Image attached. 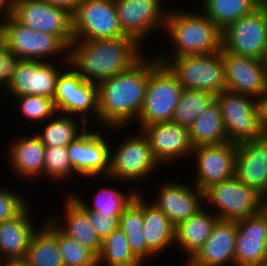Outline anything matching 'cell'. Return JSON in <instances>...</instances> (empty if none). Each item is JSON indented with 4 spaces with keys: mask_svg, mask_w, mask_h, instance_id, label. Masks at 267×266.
<instances>
[{
    "mask_svg": "<svg viewBox=\"0 0 267 266\" xmlns=\"http://www.w3.org/2000/svg\"><path fill=\"white\" fill-rule=\"evenodd\" d=\"M148 86L145 55L130 69L97 85L98 123L104 131L127 129L142 110ZM101 125V126H100ZM107 128V129H106ZM114 129V130H113Z\"/></svg>",
    "mask_w": 267,
    "mask_h": 266,
    "instance_id": "1",
    "label": "cell"
},
{
    "mask_svg": "<svg viewBox=\"0 0 267 266\" xmlns=\"http://www.w3.org/2000/svg\"><path fill=\"white\" fill-rule=\"evenodd\" d=\"M141 46L128 36L73 40L68 46V65L85 81L98 85L137 63L144 56Z\"/></svg>",
    "mask_w": 267,
    "mask_h": 266,
    "instance_id": "2",
    "label": "cell"
},
{
    "mask_svg": "<svg viewBox=\"0 0 267 266\" xmlns=\"http://www.w3.org/2000/svg\"><path fill=\"white\" fill-rule=\"evenodd\" d=\"M167 8L164 31L169 34L171 51L160 56L217 53L222 50V30L201 10L198 13ZM174 53V54H173Z\"/></svg>",
    "mask_w": 267,
    "mask_h": 266,
    "instance_id": "3",
    "label": "cell"
},
{
    "mask_svg": "<svg viewBox=\"0 0 267 266\" xmlns=\"http://www.w3.org/2000/svg\"><path fill=\"white\" fill-rule=\"evenodd\" d=\"M183 89L177 77L156 56L148 58V86L136 121L139 130L153 123L171 122Z\"/></svg>",
    "mask_w": 267,
    "mask_h": 266,
    "instance_id": "4",
    "label": "cell"
},
{
    "mask_svg": "<svg viewBox=\"0 0 267 266\" xmlns=\"http://www.w3.org/2000/svg\"><path fill=\"white\" fill-rule=\"evenodd\" d=\"M156 57L171 70L185 89L208 91L214 95L227 90L222 51L200 55H156Z\"/></svg>",
    "mask_w": 267,
    "mask_h": 266,
    "instance_id": "5",
    "label": "cell"
},
{
    "mask_svg": "<svg viewBox=\"0 0 267 266\" xmlns=\"http://www.w3.org/2000/svg\"><path fill=\"white\" fill-rule=\"evenodd\" d=\"M119 143L117 148L110 149V171L108 177H104L105 181L112 179L133 185L139 180H148V177L150 179L151 174L161 167L141 130L136 134L131 132V135L123 137Z\"/></svg>",
    "mask_w": 267,
    "mask_h": 266,
    "instance_id": "6",
    "label": "cell"
},
{
    "mask_svg": "<svg viewBox=\"0 0 267 266\" xmlns=\"http://www.w3.org/2000/svg\"><path fill=\"white\" fill-rule=\"evenodd\" d=\"M2 42L20 60L50 61L58 57L68 61V48L56 36L26 27L13 16L2 25Z\"/></svg>",
    "mask_w": 267,
    "mask_h": 266,
    "instance_id": "7",
    "label": "cell"
},
{
    "mask_svg": "<svg viewBox=\"0 0 267 266\" xmlns=\"http://www.w3.org/2000/svg\"><path fill=\"white\" fill-rule=\"evenodd\" d=\"M204 202L219 219L240 220L262 211V195L235 176L204 190Z\"/></svg>",
    "mask_w": 267,
    "mask_h": 266,
    "instance_id": "8",
    "label": "cell"
},
{
    "mask_svg": "<svg viewBox=\"0 0 267 266\" xmlns=\"http://www.w3.org/2000/svg\"><path fill=\"white\" fill-rule=\"evenodd\" d=\"M215 101L219 105L229 142L257 140L267 134L260 126L255 98L226 90L216 94Z\"/></svg>",
    "mask_w": 267,
    "mask_h": 266,
    "instance_id": "9",
    "label": "cell"
},
{
    "mask_svg": "<svg viewBox=\"0 0 267 266\" xmlns=\"http://www.w3.org/2000/svg\"><path fill=\"white\" fill-rule=\"evenodd\" d=\"M53 100L58 113L77 116L87 125L90 117L98 122L97 84L85 81L69 65L57 78Z\"/></svg>",
    "mask_w": 267,
    "mask_h": 266,
    "instance_id": "10",
    "label": "cell"
},
{
    "mask_svg": "<svg viewBox=\"0 0 267 266\" xmlns=\"http://www.w3.org/2000/svg\"><path fill=\"white\" fill-rule=\"evenodd\" d=\"M267 50V9L256 8L222 30V52L263 60Z\"/></svg>",
    "mask_w": 267,
    "mask_h": 266,
    "instance_id": "11",
    "label": "cell"
},
{
    "mask_svg": "<svg viewBox=\"0 0 267 266\" xmlns=\"http://www.w3.org/2000/svg\"><path fill=\"white\" fill-rule=\"evenodd\" d=\"M72 31L74 40L125 37L114 0H81L72 14Z\"/></svg>",
    "mask_w": 267,
    "mask_h": 266,
    "instance_id": "12",
    "label": "cell"
},
{
    "mask_svg": "<svg viewBox=\"0 0 267 266\" xmlns=\"http://www.w3.org/2000/svg\"><path fill=\"white\" fill-rule=\"evenodd\" d=\"M12 16L22 25L56 36L67 48L73 39L72 14L44 0H13Z\"/></svg>",
    "mask_w": 267,
    "mask_h": 266,
    "instance_id": "13",
    "label": "cell"
},
{
    "mask_svg": "<svg viewBox=\"0 0 267 266\" xmlns=\"http://www.w3.org/2000/svg\"><path fill=\"white\" fill-rule=\"evenodd\" d=\"M120 29L139 45L155 30L164 32L165 10L162 0H114Z\"/></svg>",
    "mask_w": 267,
    "mask_h": 266,
    "instance_id": "14",
    "label": "cell"
},
{
    "mask_svg": "<svg viewBox=\"0 0 267 266\" xmlns=\"http://www.w3.org/2000/svg\"><path fill=\"white\" fill-rule=\"evenodd\" d=\"M87 128L67 147L69 159L77 175L85 178L108 177L110 171V146L103 128ZM98 176V177H97Z\"/></svg>",
    "mask_w": 267,
    "mask_h": 266,
    "instance_id": "15",
    "label": "cell"
},
{
    "mask_svg": "<svg viewBox=\"0 0 267 266\" xmlns=\"http://www.w3.org/2000/svg\"><path fill=\"white\" fill-rule=\"evenodd\" d=\"M51 61L19 60L12 80L6 86L4 93L9 97L23 95H40L54 98L56 82L59 74L68 66V61H60L59 64ZM11 95V96H10Z\"/></svg>",
    "mask_w": 267,
    "mask_h": 266,
    "instance_id": "16",
    "label": "cell"
},
{
    "mask_svg": "<svg viewBox=\"0 0 267 266\" xmlns=\"http://www.w3.org/2000/svg\"><path fill=\"white\" fill-rule=\"evenodd\" d=\"M237 143L200 146L191 155L196 166L193 184L204 191L208 187L235 176Z\"/></svg>",
    "mask_w": 267,
    "mask_h": 266,
    "instance_id": "17",
    "label": "cell"
},
{
    "mask_svg": "<svg viewBox=\"0 0 267 266\" xmlns=\"http://www.w3.org/2000/svg\"><path fill=\"white\" fill-rule=\"evenodd\" d=\"M228 91L259 98L267 90V73L263 60L223 52Z\"/></svg>",
    "mask_w": 267,
    "mask_h": 266,
    "instance_id": "18",
    "label": "cell"
},
{
    "mask_svg": "<svg viewBox=\"0 0 267 266\" xmlns=\"http://www.w3.org/2000/svg\"><path fill=\"white\" fill-rule=\"evenodd\" d=\"M142 133L148 139L152 153L162 166L179 158H190L193 145L189 138L188 128L174 122H159L143 126Z\"/></svg>",
    "mask_w": 267,
    "mask_h": 266,
    "instance_id": "19",
    "label": "cell"
},
{
    "mask_svg": "<svg viewBox=\"0 0 267 266\" xmlns=\"http://www.w3.org/2000/svg\"><path fill=\"white\" fill-rule=\"evenodd\" d=\"M161 181L157 195L152 203L156 205L176 227L181 222L190 218L205 205L204 191L195 185L192 187L183 183Z\"/></svg>",
    "mask_w": 267,
    "mask_h": 266,
    "instance_id": "20",
    "label": "cell"
},
{
    "mask_svg": "<svg viewBox=\"0 0 267 266\" xmlns=\"http://www.w3.org/2000/svg\"><path fill=\"white\" fill-rule=\"evenodd\" d=\"M236 223L235 266H258L267 261V216L261 211Z\"/></svg>",
    "mask_w": 267,
    "mask_h": 266,
    "instance_id": "21",
    "label": "cell"
},
{
    "mask_svg": "<svg viewBox=\"0 0 267 266\" xmlns=\"http://www.w3.org/2000/svg\"><path fill=\"white\" fill-rule=\"evenodd\" d=\"M235 177L262 196L267 194V134L237 143Z\"/></svg>",
    "mask_w": 267,
    "mask_h": 266,
    "instance_id": "22",
    "label": "cell"
},
{
    "mask_svg": "<svg viewBox=\"0 0 267 266\" xmlns=\"http://www.w3.org/2000/svg\"><path fill=\"white\" fill-rule=\"evenodd\" d=\"M236 239V221L218 219L211 235L188 264L190 266H235Z\"/></svg>",
    "mask_w": 267,
    "mask_h": 266,
    "instance_id": "23",
    "label": "cell"
},
{
    "mask_svg": "<svg viewBox=\"0 0 267 266\" xmlns=\"http://www.w3.org/2000/svg\"><path fill=\"white\" fill-rule=\"evenodd\" d=\"M64 202L63 216L48 217L64 234L76 240L81 246L91 250L97 257L102 248V240L95 232L89 211L85 210L70 194ZM64 217V218H62ZM60 220V221H59Z\"/></svg>",
    "mask_w": 267,
    "mask_h": 266,
    "instance_id": "24",
    "label": "cell"
},
{
    "mask_svg": "<svg viewBox=\"0 0 267 266\" xmlns=\"http://www.w3.org/2000/svg\"><path fill=\"white\" fill-rule=\"evenodd\" d=\"M8 147L9 165L19 178L37 180L43 176L45 146L36 134L15 138Z\"/></svg>",
    "mask_w": 267,
    "mask_h": 266,
    "instance_id": "25",
    "label": "cell"
},
{
    "mask_svg": "<svg viewBox=\"0 0 267 266\" xmlns=\"http://www.w3.org/2000/svg\"><path fill=\"white\" fill-rule=\"evenodd\" d=\"M30 206L14 218L0 222V263L26 257L32 234L38 227L32 220Z\"/></svg>",
    "mask_w": 267,
    "mask_h": 266,
    "instance_id": "26",
    "label": "cell"
},
{
    "mask_svg": "<svg viewBox=\"0 0 267 266\" xmlns=\"http://www.w3.org/2000/svg\"><path fill=\"white\" fill-rule=\"evenodd\" d=\"M207 209L203 207L175 227V243L186 256L184 263H188L203 247L219 219Z\"/></svg>",
    "mask_w": 267,
    "mask_h": 266,
    "instance_id": "27",
    "label": "cell"
},
{
    "mask_svg": "<svg viewBox=\"0 0 267 266\" xmlns=\"http://www.w3.org/2000/svg\"><path fill=\"white\" fill-rule=\"evenodd\" d=\"M143 194V235L148 250L154 255L166 252L175 245V226L170 219L150 201L144 199Z\"/></svg>",
    "mask_w": 267,
    "mask_h": 266,
    "instance_id": "28",
    "label": "cell"
},
{
    "mask_svg": "<svg viewBox=\"0 0 267 266\" xmlns=\"http://www.w3.org/2000/svg\"><path fill=\"white\" fill-rule=\"evenodd\" d=\"M39 226L32 234L25 258L32 266H64L58 247L57 226L50 219Z\"/></svg>",
    "mask_w": 267,
    "mask_h": 266,
    "instance_id": "29",
    "label": "cell"
},
{
    "mask_svg": "<svg viewBox=\"0 0 267 266\" xmlns=\"http://www.w3.org/2000/svg\"><path fill=\"white\" fill-rule=\"evenodd\" d=\"M188 131L193 148L228 142L220 108L215 100L199 114Z\"/></svg>",
    "mask_w": 267,
    "mask_h": 266,
    "instance_id": "30",
    "label": "cell"
},
{
    "mask_svg": "<svg viewBox=\"0 0 267 266\" xmlns=\"http://www.w3.org/2000/svg\"><path fill=\"white\" fill-rule=\"evenodd\" d=\"M119 228L127 236L134 255L143 263L155 257L147 248L144 235L143 195L139 192L119 217Z\"/></svg>",
    "mask_w": 267,
    "mask_h": 266,
    "instance_id": "31",
    "label": "cell"
},
{
    "mask_svg": "<svg viewBox=\"0 0 267 266\" xmlns=\"http://www.w3.org/2000/svg\"><path fill=\"white\" fill-rule=\"evenodd\" d=\"M133 186L128 189L127 193L118 188L100 187L91 200L85 202L83 197L75 195L76 193L68 192L85 210L109 216H121L123 211L132 203L136 195L140 192ZM125 192V193H124ZM90 203V204H89Z\"/></svg>",
    "mask_w": 267,
    "mask_h": 266,
    "instance_id": "32",
    "label": "cell"
},
{
    "mask_svg": "<svg viewBox=\"0 0 267 266\" xmlns=\"http://www.w3.org/2000/svg\"><path fill=\"white\" fill-rule=\"evenodd\" d=\"M46 121L41 125L44 126L41 127L42 131L35 130L45 147H68L89 127L83 120L80 119L78 122L73 116L62 113H56Z\"/></svg>",
    "mask_w": 267,
    "mask_h": 266,
    "instance_id": "33",
    "label": "cell"
},
{
    "mask_svg": "<svg viewBox=\"0 0 267 266\" xmlns=\"http://www.w3.org/2000/svg\"><path fill=\"white\" fill-rule=\"evenodd\" d=\"M202 12L221 30L258 8V0H201Z\"/></svg>",
    "mask_w": 267,
    "mask_h": 266,
    "instance_id": "34",
    "label": "cell"
},
{
    "mask_svg": "<svg viewBox=\"0 0 267 266\" xmlns=\"http://www.w3.org/2000/svg\"><path fill=\"white\" fill-rule=\"evenodd\" d=\"M131 251L127 236L118 227L102 241L98 266H143Z\"/></svg>",
    "mask_w": 267,
    "mask_h": 266,
    "instance_id": "35",
    "label": "cell"
},
{
    "mask_svg": "<svg viewBox=\"0 0 267 266\" xmlns=\"http://www.w3.org/2000/svg\"><path fill=\"white\" fill-rule=\"evenodd\" d=\"M214 100L215 95L211 92L184 88L172 122L189 128L199 114Z\"/></svg>",
    "mask_w": 267,
    "mask_h": 266,
    "instance_id": "36",
    "label": "cell"
},
{
    "mask_svg": "<svg viewBox=\"0 0 267 266\" xmlns=\"http://www.w3.org/2000/svg\"><path fill=\"white\" fill-rule=\"evenodd\" d=\"M43 175L46 176V179L58 181V183L62 181L64 183L76 175L69 159L67 147L45 148Z\"/></svg>",
    "mask_w": 267,
    "mask_h": 266,
    "instance_id": "37",
    "label": "cell"
},
{
    "mask_svg": "<svg viewBox=\"0 0 267 266\" xmlns=\"http://www.w3.org/2000/svg\"><path fill=\"white\" fill-rule=\"evenodd\" d=\"M15 98V99H14ZM17 99V100H16ZM14 102H19V111L21 116L32 123L44 124V122L53 117L57 112L54 100L40 95L14 96Z\"/></svg>",
    "mask_w": 267,
    "mask_h": 266,
    "instance_id": "38",
    "label": "cell"
},
{
    "mask_svg": "<svg viewBox=\"0 0 267 266\" xmlns=\"http://www.w3.org/2000/svg\"><path fill=\"white\" fill-rule=\"evenodd\" d=\"M58 247L64 266H98V257L57 227Z\"/></svg>",
    "mask_w": 267,
    "mask_h": 266,
    "instance_id": "39",
    "label": "cell"
},
{
    "mask_svg": "<svg viewBox=\"0 0 267 266\" xmlns=\"http://www.w3.org/2000/svg\"><path fill=\"white\" fill-rule=\"evenodd\" d=\"M28 205V200L20 193L5 187L0 188V222L14 218Z\"/></svg>",
    "mask_w": 267,
    "mask_h": 266,
    "instance_id": "40",
    "label": "cell"
},
{
    "mask_svg": "<svg viewBox=\"0 0 267 266\" xmlns=\"http://www.w3.org/2000/svg\"><path fill=\"white\" fill-rule=\"evenodd\" d=\"M20 59L15 55H12L6 45L2 42L0 44V88H4L12 80L13 74L15 72L16 65Z\"/></svg>",
    "mask_w": 267,
    "mask_h": 266,
    "instance_id": "41",
    "label": "cell"
},
{
    "mask_svg": "<svg viewBox=\"0 0 267 266\" xmlns=\"http://www.w3.org/2000/svg\"><path fill=\"white\" fill-rule=\"evenodd\" d=\"M119 217L120 216L107 217L106 215L104 216L89 211L90 222L102 241L119 227Z\"/></svg>",
    "mask_w": 267,
    "mask_h": 266,
    "instance_id": "42",
    "label": "cell"
},
{
    "mask_svg": "<svg viewBox=\"0 0 267 266\" xmlns=\"http://www.w3.org/2000/svg\"><path fill=\"white\" fill-rule=\"evenodd\" d=\"M256 109L260 126L267 133V90L256 99Z\"/></svg>",
    "mask_w": 267,
    "mask_h": 266,
    "instance_id": "43",
    "label": "cell"
},
{
    "mask_svg": "<svg viewBox=\"0 0 267 266\" xmlns=\"http://www.w3.org/2000/svg\"><path fill=\"white\" fill-rule=\"evenodd\" d=\"M73 14L81 0H44Z\"/></svg>",
    "mask_w": 267,
    "mask_h": 266,
    "instance_id": "44",
    "label": "cell"
},
{
    "mask_svg": "<svg viewBox=\"0 0 267 266\" xmlns=\"http://www.w3.org/2000/svg\"><path fill=\"white\" fill-rule=\"evenodd\" d=\"M13 0H0V26L12 16Z\"/></svg>",
    "mask_w": 267,
    "mask_h": 266,
    "instance_id": "45",
    "label": "cell"
},
{
    "mask_svg": "<svg viewBox=\"0 0 267 266\" xmlns=\"http://www.w3.org/2000/svg\"><path fill=\"white\" fill-rule=\"evenodd\" d=\"M0 266H32L30 262L24 258L9 259L0 263Z\"/></svg>",
    "mask_w": 267,
    "mask_h": 266,
    "instance_id": "46",
    "label": "cell"
},
{
    "mask_svg": "<svg viewBox=\"0 0 267 266\" xmlns=\"http://www.w3.org/2000/svg\"><path fill=\"white\" fill-rule=\"evenodd\" d=\"M262 212L267 216V194L262 196Z\"/></svg>",
    "mask_w": 267,
    "mask_h": 266,
    "instance_id": "47",
    "label": "cell"
},
{
    "mask_svg": "<svg viewBox=\"0 0 267 266\" xmlns=\"http://www.w3.org/2000/svg\"><path fill=\"white\" fill-rule=\"evenodd\" d=\"M258 6L267 9V0H258Z\"/></svg>",
    "mask_w": 267,
    "mask_h": 266,
    "instance_id": "48",
    "label": "cell"
},
{
    "mask_svg": "<svg viewBox=\"0 0 267 266\" xmlns=\"http://www.w3.org/2000/svg\"><path fill=\"white\" fill-rule=\"evenodd\" d=\"M263 63H264V68H265L266 73H267V50H266L264 58H263Z\"/></svg>",
    "mask_w": 267,
    "mask_h": 266,
    "instance_id": "49",
    "label": "cell"
},
{
    "mask_svg": "<svg viewBox=\"0 0 267 266\" xmlns=\"http://www.w3.org/2000/svg\"><path fill=\"white\" fill-rule=\"evenodd\" d=\"M2 43V26H0V44Z\"/></svg>",
    "mask_w": 267,
    "mask_h": 266,
    "instance_id": "50",
    "label": "cell"
},
{
    "mask_svg": "<svg viewBox=\"0 0 267 266\" xmlns=\"http://www.w3.org/2000/svg\"><path fill=\"white\" fill-rule=\"evenodd\" d=\"M258 266H267V261H265L264 263L258 265Z\"/></svg>",
    "mask_w": 267,
    "mask_h": 266,
    "instance_id": "51",
    "label": "cell"
},
{
    "mask_svg": "<svg viewBox=\"0 0 267 266\" xmlns=\"http://www.w3.org/2000/svg\"><path fill=\"white\" fill-rule=\"evenodd\" d=\"M184 264H186V265H184ZM182 266H190L188 263H184Z\"/></svg>",
    "mask_w": 267,
    "mask_h": 266,
    "instance_id": "52",
    "label": "cell"
}]
</instances>
